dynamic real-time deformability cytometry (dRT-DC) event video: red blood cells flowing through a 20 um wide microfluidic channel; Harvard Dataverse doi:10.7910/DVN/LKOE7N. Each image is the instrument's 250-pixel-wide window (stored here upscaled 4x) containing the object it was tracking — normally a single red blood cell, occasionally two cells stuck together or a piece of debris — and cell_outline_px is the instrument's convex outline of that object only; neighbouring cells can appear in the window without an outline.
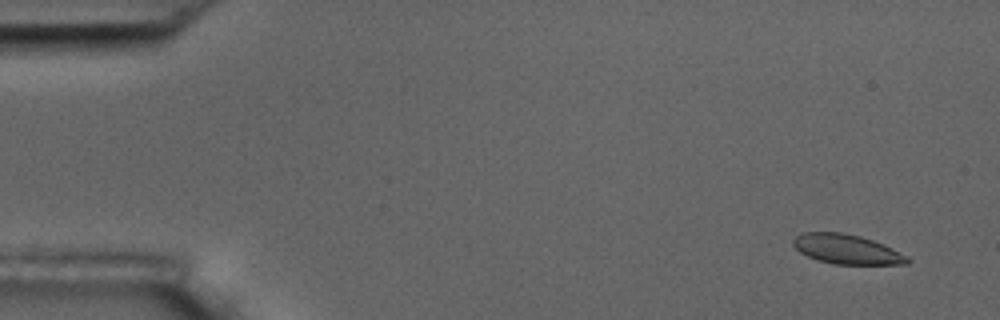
{"species": "common noctule bat (a hibernating species)", "species_latin": "Nyctalus noctula", "temperature_condition": "room temperature", "stored_images_in_passage": 7, "camera_frame_rate_fps": 3000, "um_per_image_px": 0.085, "animal": {"sex": "male", "body_mass_g": 17.5, "forearm_length_mm": 52.3}, "frame": {"image": 1, "passage_image": 2, "time_ms": 1.0, "image_size_px": [1000, 320], "cell_outline_px": [[912, 260], [908, 264], [832, 264], [816, 260], [800, 252], [792, 244], [792, 240], [796, 236], [804, 232], [840, 232], [860, 236], [872, 240], [908, 256]], "centroid_in_image_um": [71.95, 21.19], "position_along_channel_um": 13.0, "area_um2": 19.59}}
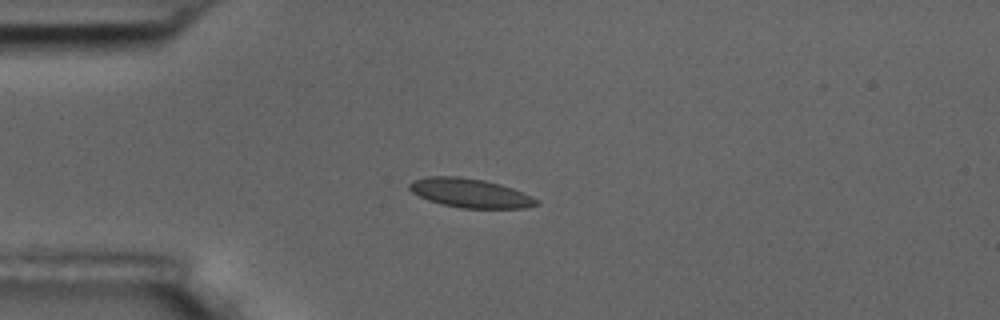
{"frame": {"image": 2, "passage_image": 5, "time_ms": 4.667, "image_size_px": [1000, 320], "cell_outline_px": [[540, 204], [528, 208], [460, 208], [440, 204], [428, 200], [412, 192], [408, 188], [408, 184], [412, 180], [428, 176], [460, 176], [484, 180], [500, 184], [512, 188], [532, 196], [540, 200]], "centroid_in_image_um": [39.97, 16.41], "position_along_channel_um": 45.0, "area_um2": 21.73}}